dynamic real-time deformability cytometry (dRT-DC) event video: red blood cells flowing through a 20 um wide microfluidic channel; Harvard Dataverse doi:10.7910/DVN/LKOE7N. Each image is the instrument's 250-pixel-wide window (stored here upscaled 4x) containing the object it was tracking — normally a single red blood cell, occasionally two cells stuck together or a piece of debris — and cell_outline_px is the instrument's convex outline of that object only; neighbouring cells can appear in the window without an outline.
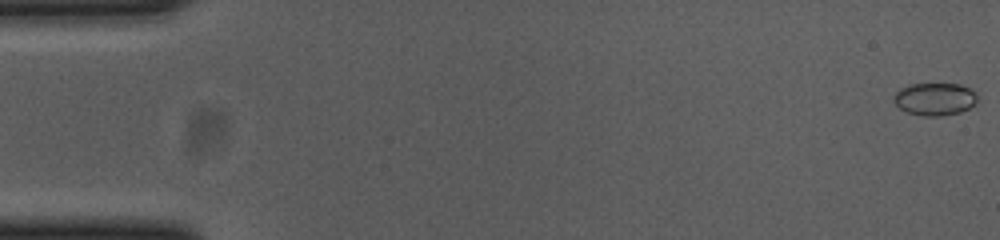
{"species": "common noctule bat (a hibernating species)", "species_latin": "Nyctalus noctula", "temperature_condition": "cold", "stored_images_in_passage": 56, "camera_frame_rate_fps": 3000, "um_per_image_px": 0.085, "animal": {"sex": "female", "body_mass_g": 23.0, "forearm_length_mm": 53.4}, "frame": {"image": 1, "passage_image": 1, "time_ms": 0.0, "image_size_px": [1000, 240], "cell_outline_px": [[976, 100], [968, 108], [960, 112], [940, 116], [924, 116], [908, 112], [900, 108], [892, 100], [892, 96], [900, 88], [908, 84], [960, 84], [968, 88], [976, 96]], "centroid_in_image_um": [79.39, 8.41], "position_along_channel_um": 5.6, "area_um2": 15.66}}
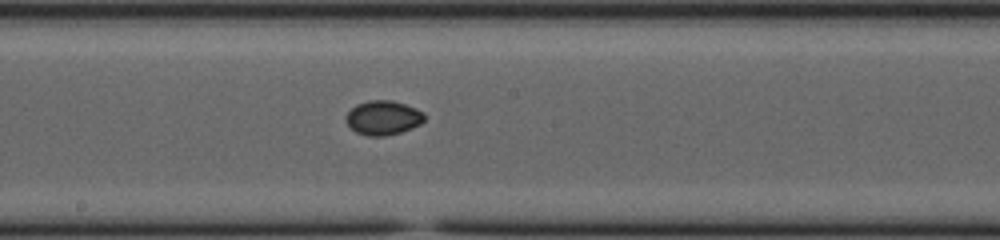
{"frame": {"image": 2, "passage_image": 30, "time_ms": 9.667, "image_size_px": [1000, 240], "cell_outline_px": [[424, 120], [420, 124], [412, 128], [400, 132], [384, 136], [368, 136], [356, 132], [344, 120], [344, 116], [356, 104], [368, 100], [392, 100], [416, 108], [424, 112]], "centroid_in_image_um": [32.55, 10.0], "position_along_channel_um": 215.6, "area_um2": 15.72}}
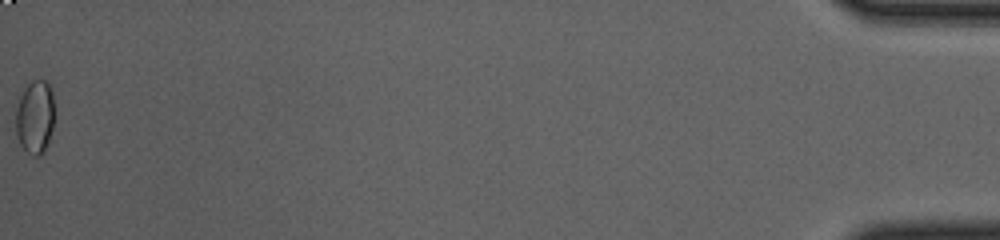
{"frame": {"image": 3, "passage_image": 56, "time_ms": 18.333, "image_size_px": [1000, 240], "cell_outline_px": [[52, 128], [48, 144], [44, 152], [40, 156], [32, 156], [20, 144], [16, 136], [16, 108], [20, 96], [24, 88], [32, 80], [44, 80], [48, 84], [52, 92]], "centroid_in_image_um": [2.95, 9.97], "position_along_channel_um": 432.2, "area_um2": 16.42}, "authors_computed_cell_mechanics": {"area_um2": 15.606, "velocity_mm_per_s": 3.7093, "shape_relaxation_time_tau1_ms": 3.5059, "shape_relaxation_time_tau2_ms": null, "deformation_change_tau1": 0.0872, "deformation_change_tau2": null}}